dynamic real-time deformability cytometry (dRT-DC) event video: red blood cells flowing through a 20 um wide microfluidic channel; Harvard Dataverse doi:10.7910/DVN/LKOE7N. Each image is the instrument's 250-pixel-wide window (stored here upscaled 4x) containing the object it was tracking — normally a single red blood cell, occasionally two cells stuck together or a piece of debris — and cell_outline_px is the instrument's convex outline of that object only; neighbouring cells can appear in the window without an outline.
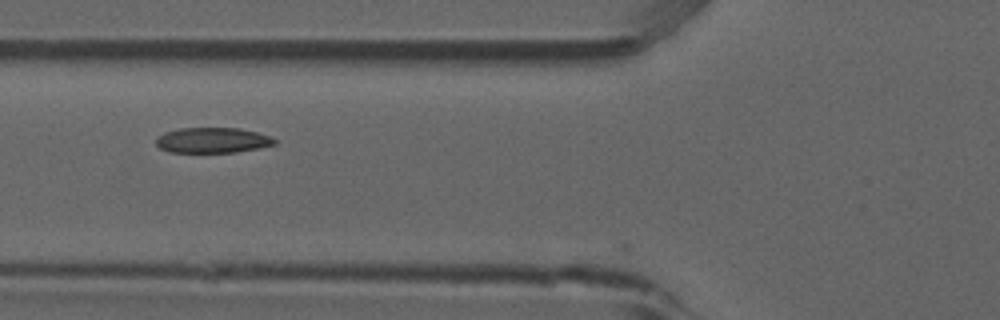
{"species": "common noctule bat (a hibernating species)", "species_latin": "Nyctalus noctula", "temperature_condition": "room temperature", "stored_images_in_passage": 5, "camera_frame_rate_fps": 3000, "um_per_image_px": 0.085, "animal": {"sex": "male", "forearm_length_mm": 52.5}, "frame": {"image": 1, "passage_image": 3, "time_ms": 0.667, "image_size_px": [1000, 320], "cell_outline_px": [[276, 144], [260, 148], [236, 152], [168, 152], [160, 148], [156, 144], [156, 136], [164, 132], [180, 128], [240, 128], [272, 136], [276, 140]], "centroid_in_image_um": [18.07, 11.92], "position_along_channel_um": 107.7, "area_um2": 17.69}}
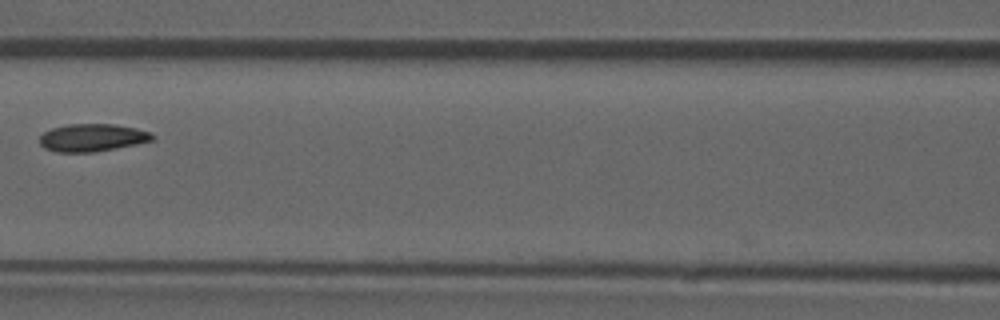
{"frame": {"image": 2, "passage_image": 4, "time_ms": 1.0, "image_size_px": [1000, 320], "cell_outline_px": [[156, 136], [152, 140], [136, 144], [96, 152], [56, 152], [44, 148], [40, 144], [40, 136], [44, 132], [52, 128], [68, 124], [116, 124], [136, 128], [152, 132]], "centroid_in_image_um": [7.86, 11.7], "position_along_channel_um": 158.7, "area_um2": 18.26}}